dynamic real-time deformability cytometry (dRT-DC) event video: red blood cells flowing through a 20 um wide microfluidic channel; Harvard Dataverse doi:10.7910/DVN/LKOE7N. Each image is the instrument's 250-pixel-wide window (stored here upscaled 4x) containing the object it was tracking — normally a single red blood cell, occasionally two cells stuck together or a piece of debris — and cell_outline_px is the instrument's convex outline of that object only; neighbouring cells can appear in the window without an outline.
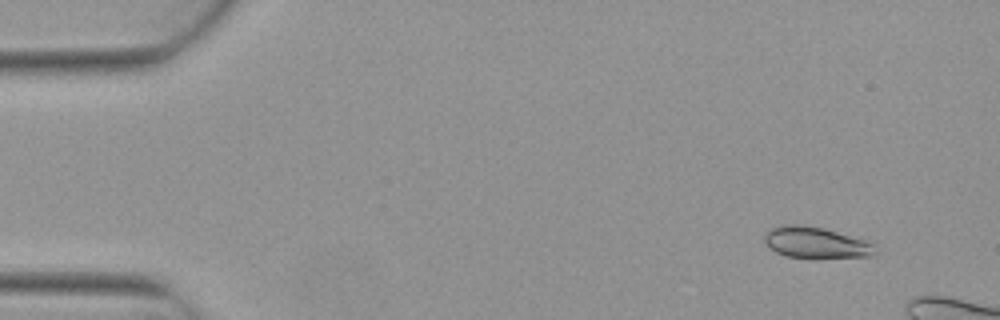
{"species": "Egyptian fruit bat (a non-hibernating species)", "species_latin": "Rousettus aegyptiacus", "temperature_condition": "warm", "stored_images_in_passage": 5, "camera_frame_rate_fps": 3000, "um_per_image_px": 0.085, "animal": {"sex": "female"}, "frame": {"image": 1, "passage_image": 2, "time_ms": 0.333, "image_size_px": [1000, 320], "cell_outline_px": [[876, 252], [872, 256], [788, 256], [776, 252], [768, 248], [764, 240], [764, 232], [772, 228], [784, 224], [796, 224], [824, 228], [864, 240], [872, 244]], "centroid_in_image_um": [69.26, 20.58], "position_along_channel_um": 15.7, "area_um2": 19.42}}